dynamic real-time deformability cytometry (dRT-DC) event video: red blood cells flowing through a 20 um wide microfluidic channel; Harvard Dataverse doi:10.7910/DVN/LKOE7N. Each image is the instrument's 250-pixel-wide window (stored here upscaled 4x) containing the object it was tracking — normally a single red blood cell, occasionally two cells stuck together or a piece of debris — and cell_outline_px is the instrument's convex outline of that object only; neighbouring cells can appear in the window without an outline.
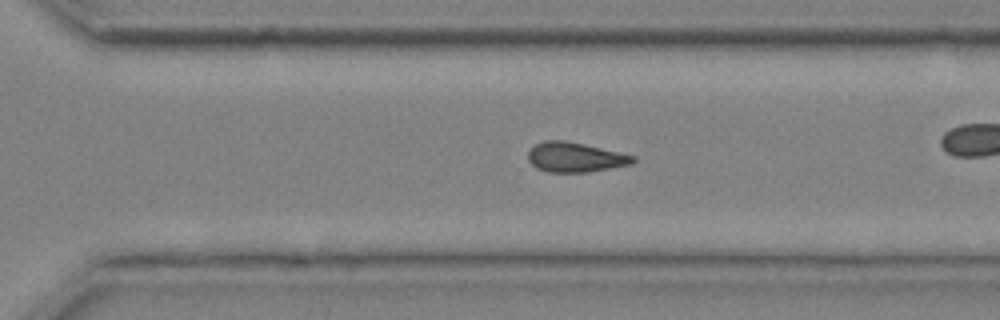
{"species": "common noctule bat (a hibernating species)", "species_latin": "Nyctalus noctula", "temperature_condition": "cold", "stored_images_in_passage": 36, "camera_frame_rate_fps": 3000, "um_per_image_px": 0.085, "animal": {"sex": "male", "body_mass_g": 20.4}, "frame": {"image": 1, "passage_image": 31, "time_ms": 10.0, "image_size_px": [1000, 320], "cell_outline_px": [[636, 160], [632, 164], [588, 172], [548, 172], [536, 168], [528, 160], [528, 148], [544, 140], [564, 140], [584, 144], [636, 156]], "centroid_in_image_um": [48.86, 13.36], "position_along_channel_um": 321.7, "area_um2": 18.26}}